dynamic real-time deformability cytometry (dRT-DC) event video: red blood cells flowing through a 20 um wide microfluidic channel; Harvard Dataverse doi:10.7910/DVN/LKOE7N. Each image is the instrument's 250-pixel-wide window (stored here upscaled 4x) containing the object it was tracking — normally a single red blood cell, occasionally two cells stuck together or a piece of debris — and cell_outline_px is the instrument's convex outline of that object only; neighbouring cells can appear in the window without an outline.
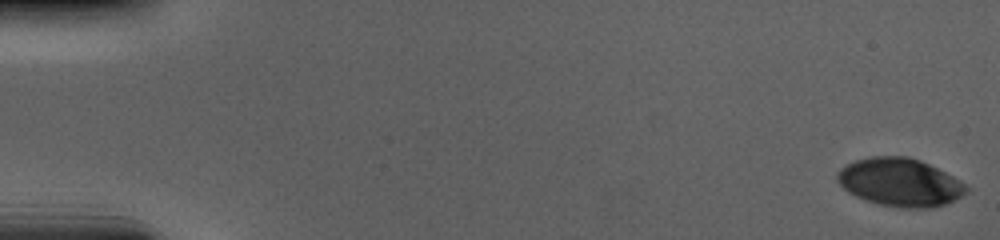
{"species": "human", "species_latin": "Homo sapiens", "temperature_condition": "cold", "stored_images_in_passage": 57, "camera_frame_rate_fps": 3000, "um_per_image_px": 0.085, "donor": {"sex": "male"}, "frame": {"image": 1, "passage_image": 1, "time_ms": 0.0, "image_size_px": [1000, 240], "cell_outline_px": [[968, 188], [960, 196], [944, 204], [928, 208], [904, 208], [880, 204], [856, 196], [848, 192], [836, 180], [836, 172], [840, 168], [856, 160], [872, 156], [908, 156], [920, 160], [960, 180]], "centroid_in_image_um": [76.45, 15.48], "position_along_channel_um": 8.5, "area_um2": 35.66}}
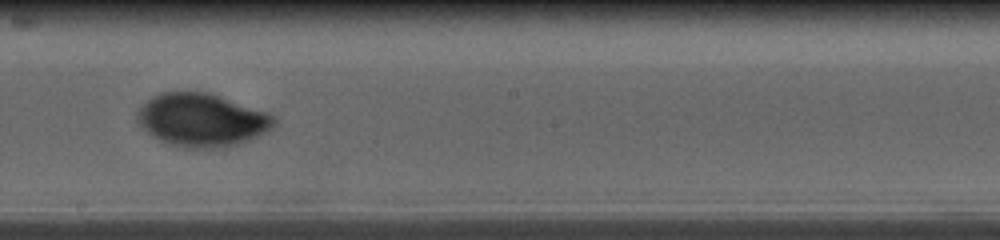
{"frame": {"image": 2, "passage_image": 33, "time_ms": 10.667, "image_size_px": [1000, 240], "cell_outline_px": [[276, 124], [272, 128], [240, 144], [224, 148], [184, 148], [168, 144], [152, 136], [136, 120], [136, 112], [152, 96], [160, 92], [208, 92], [268, 112], [276, 116]], "centroid_in_image_um": [17.16, 10.2], "position_along_channel_um": 231.0, "area_um2": 42.43}}
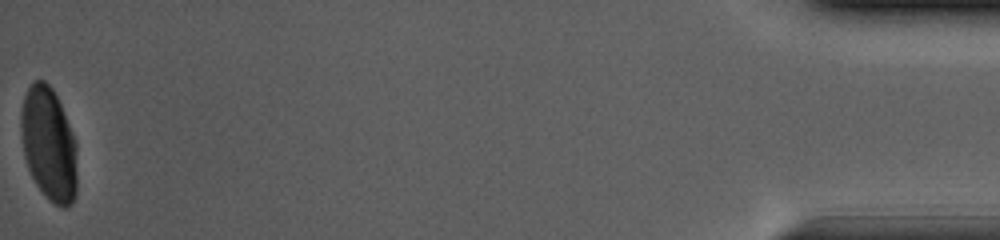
{"frame": {"image": 3, "passage_image": 57, "time_ms": 18.667, "image_size_px": [1000, 240], "cell_outline_px": [[76, 196], [72, 204], [68, 208], [60, 208], [48, 200], [36, 184], [28, 168], [24, 156], [20, 136], [20, 112], [24, 96], [28, 88], [36, 80], [44, 80], [52, 88], [60, 104], [76, 140]], "centroid_in_image_um": [4.14, 12.29], "position_along_channel_um": 431.1, "area_um2": 37.51}, "authors_computed_cell_mechanics": {"area_um2": 38.6682, "velocity_mm_per_s": 3.6773, "shape_relaxation_time_tau1_ms": 4.3526, "shape_relaxation_time_tau2_ms": null, "deformation_change_tau1": 0.1684, "deformation_change_tau2": null}}